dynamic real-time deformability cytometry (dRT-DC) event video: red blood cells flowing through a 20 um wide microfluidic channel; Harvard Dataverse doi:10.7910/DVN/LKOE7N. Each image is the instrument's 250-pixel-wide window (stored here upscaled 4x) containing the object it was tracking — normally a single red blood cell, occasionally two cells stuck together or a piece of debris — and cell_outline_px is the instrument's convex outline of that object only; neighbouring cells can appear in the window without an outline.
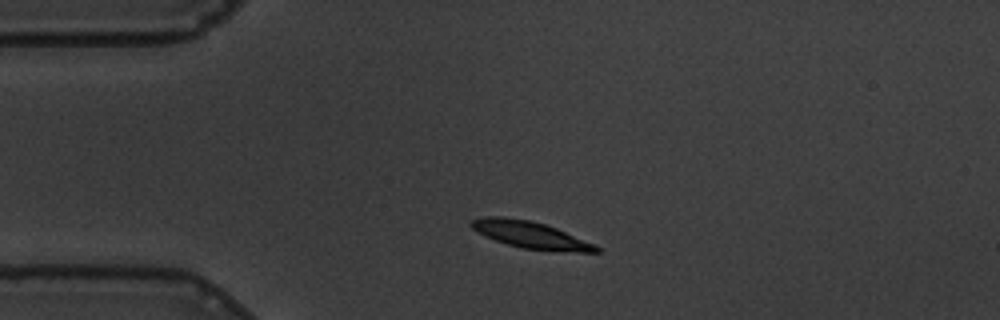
{"species": "common noctule bat (a hibernating species)", "species_latin": "Nyctalus noctula", "temperature_condition": "warm", "stored_images_in_passage": 46, "camera_frame_rate_fps": 3000, "um_per_image_px": 0.085, "animal": {"sex": "male", "body_mass_g": 19.5, "forearm_length_mm": 54.6}, "frame": {"image": 1, "passage_image": 1, "time_ms": 0.0, "image_size_px": [1000, 320], "cell_outline_px": [[600, 252], [576, 252], [524, 248], [508, 244], [496, 240], [472, 228], [468, 224], [472, 220], [484, 216], [504, 216], [532, 220], [556, 228], [596, 244], [600, 248]], "centroid_in_image_um": [45.12, 19.94], "position_along_channel_um": 39.9, "area_um2": 19.36}}
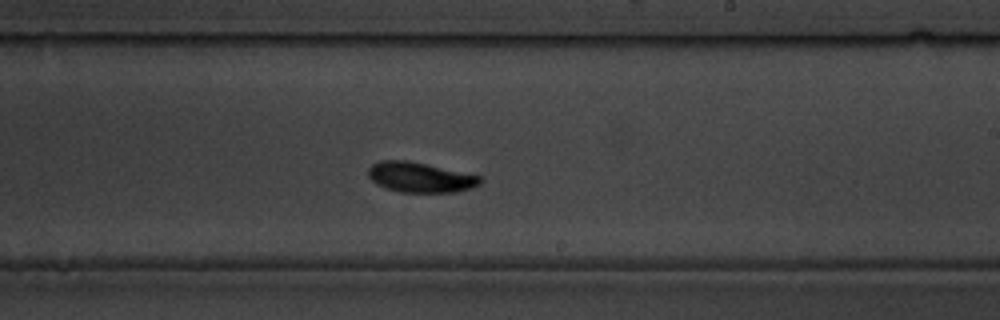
{"frame": {"image": 2, "passage_image": 22, "time_ms": 7.0, "image_size_px": [1000, 320], "cell_outline_px": [[484, 180], [480, 184], [472, 188], [456, 192], [400, 192], [384, 188], [376, 184], [368, 176], [368, 168], [372, 164], [380, 160], [408, 160], [480, 176]], "centroid_in_image_um": [35.7, 15.07], "position_along_channel_um": 253.3, "area_um2": 19.71}}
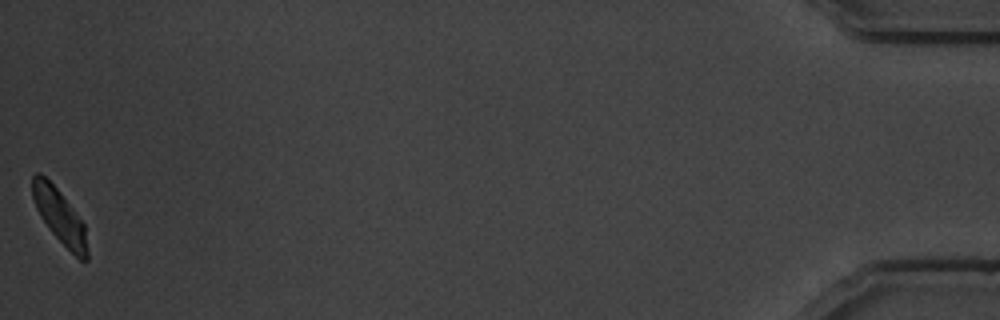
{"frame": {"image": 3, "passage_image": 46, "time_ms": 15.0, "image_size_px": [1000, 320], "cell_outline_px": [[88, 260], [80, 260], [48, 228], [40, 216], [36, 208], [32, 196], [32, 176], [36, 172], [40, 172], [56, 188], [84, 224], [88, 252]], "centroid_in_image_um": [5.05, 18.37], "position_along_channel_um": 430.2, "area_um2": 16.88}, "authors_computed_cell_mechanics": {"area_um2": 19.1318, "velocity_mm_per_s": 3.4266, "shape_relaxation_time_tau1_ms": 2.6467, "shape_relaxation_time_tau2_ms": 2.2199, "deformation_change_tau1": 0.1409, "deformation_change_tau2": 0.0688}}